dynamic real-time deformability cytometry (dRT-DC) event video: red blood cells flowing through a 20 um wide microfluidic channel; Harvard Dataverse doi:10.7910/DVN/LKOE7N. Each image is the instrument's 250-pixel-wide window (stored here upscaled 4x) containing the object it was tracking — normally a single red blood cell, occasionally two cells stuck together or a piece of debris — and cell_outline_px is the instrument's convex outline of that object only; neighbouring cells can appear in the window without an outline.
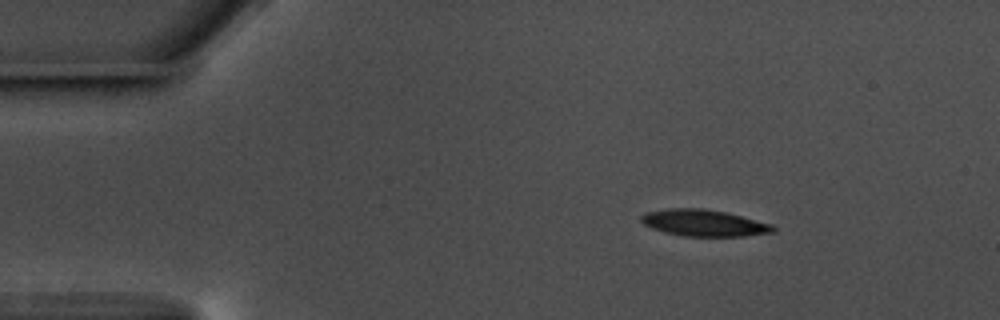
{"species": "common noctule bat (a hibernating species)", "species_latin": "Nyctalus noctula", "temperature_condition": "warm", "stored_images_in_passage": 49, "camera_frame_rate_fps": 3000, "um_per_image_px": 0.085, "animal": {"sex": "male", "body_mass_g": 17.5, "forearm_length_mm": 52.3}, "frame": {"image": 1, "passage_image": 1, "time_ms": 0.0, "image_size_px": [1000, 320], "cell_outline_px": [[776, 232], [744, 236], [684, 236], [664, 232], [652, 228], [644, 224], [640, 220], [640, 216], [644, 212], [668, 208], [704, 208], [724, 212], [772, 224], [776, 228]], "centroid_in_image_um": [59.81, 18.95], "position_along_channel_um": 25.2, "area_um2": 20.46}}
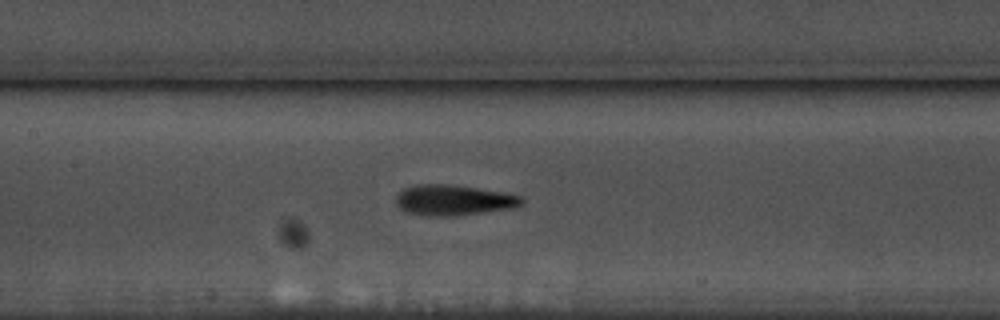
{"frame": {"image": 2, "passage_image": 19, "time_ms": 6.0, "image_size_px": [1000, 320], "cell_outline_px": [[524, 204], [516, 208], [456, 216], [436, 216], [408, 212], [400, 208], [396, 204], [396, 196], [404, 188], [416, 184], [448, 184], [476, 188], [524, 196]], "centroid_in_image_um": [38.61, 17.01], "position_along_channel_um": 168.8, "area_um2": 22.43}}
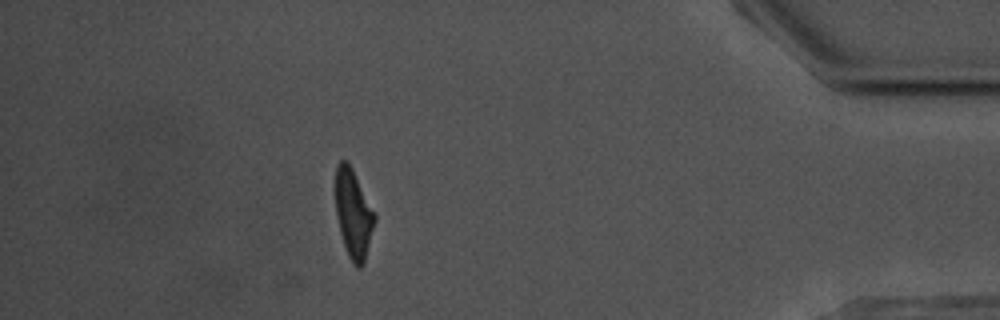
{"frame": {"image": 3, "passage_image": 43, "time_ms": 14.0, "image_size_px": [1000, 320], "cell_outline_px": [[376, 220], [364, 264], [360, 268], [356, 268], [352, 264], [348, 256], [340, 232], [336, 216], [336, 164], [340, 160], [348, 160], [376, 212]], "centroid_in_image_um": [30.06, 18.17], "position_along_channel_um": 405.1, "area_um2": 20.63}, "authors_computed_cell_mechanics": {"area_um2": 21.1548, "velocity_mm_per_s": 3.5612, "shape_relaxation_time_tau1_ms": 2.9697, "shape_relaxation_time_tau2_ms": 3.3009, "deformation_change_tau1": 0.1509, "deformation_change_tau2": 0.1245}}